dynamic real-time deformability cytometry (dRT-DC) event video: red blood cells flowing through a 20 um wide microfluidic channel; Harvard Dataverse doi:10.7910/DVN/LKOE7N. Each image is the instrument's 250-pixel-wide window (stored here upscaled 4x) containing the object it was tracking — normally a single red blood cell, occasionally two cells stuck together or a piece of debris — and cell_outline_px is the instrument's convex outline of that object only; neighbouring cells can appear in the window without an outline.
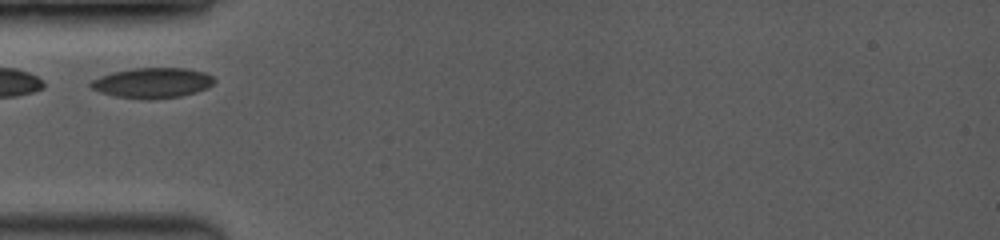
{"species": "common noctule bat (a hibernating species)", "species_latin": "Nyctalus noctula", "temperature_condition": "room temperature", "stored_images_in_passage": 27, "camera_frame_rate_fps": 3500, "um_per_image_px": 0.085, "animal": {"sex": "female", "body_mass_g": 19.0, "forearm_length_mm": 53.3}, "frame": {"image": 1, "passage_image": 1, "time_ms": 0.0, "image_size_px": [1000, 240], "cell_outline_px": [[216, 80], [208, 88], [196, 92], [180, 96], [148, 100], [116, 96], [100, 92], [92, 88], [88, 84], [92, 80], [100, 76], [112, 72], [132, 68], [188, 68], [204, 72], [212, 76]], "centroid_in_image_um": [12.96, 7.04], "position_along_channel_um": 72.0, "area_um2": 21.85}}
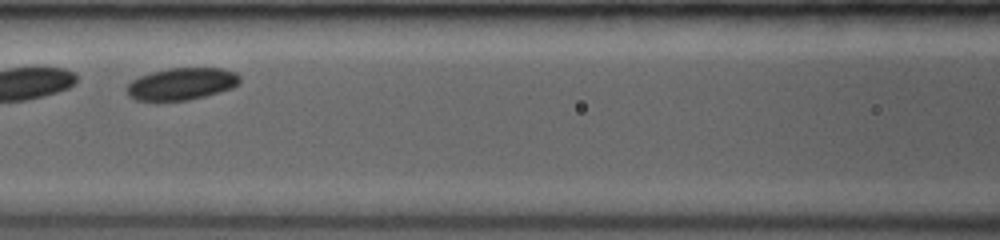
{"frame": {"image": 2, "passage_image": 8, "time_ms": 2.0, "image_size_px": [1000, 240], "cell_outline_px": [[240, 84], [232, 88], [220, 92], [188, 100], [136, 100], [128, 96], [124, 88], [132, 80], [140, 76], [152, 72], [168, 68], [224, 68], [236, 72], [240, 76]], "centroid_in_image_um": [15.45, 7.12], "position_along_channel_um": 151.2, "area_um2": 21.27}}